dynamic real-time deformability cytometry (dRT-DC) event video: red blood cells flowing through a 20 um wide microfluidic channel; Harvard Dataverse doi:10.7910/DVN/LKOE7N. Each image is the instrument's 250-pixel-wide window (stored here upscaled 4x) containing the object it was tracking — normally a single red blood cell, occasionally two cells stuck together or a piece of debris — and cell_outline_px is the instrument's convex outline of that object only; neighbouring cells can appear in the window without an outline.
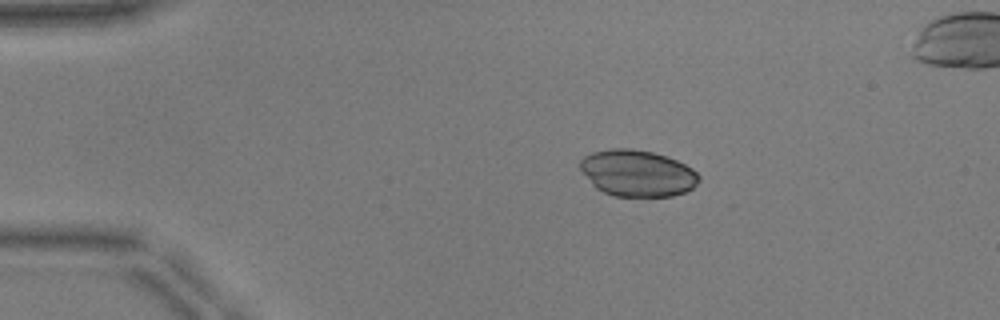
{"species": "common noctule bat (a hibernating species)", "species_latin": "Nyctalus noctula", "temperature_condition": "warm", "stored_images_in_passage": 42, "camera_frame_rate_fps": 3000, "um_per_image_px": 0.085, "animal": {"sex": "male", "body_mass_g": 17.9, "forearm_length_mm": 54.2}, "frame": {"image": 1, "passage_image": 2, "time_ms": 0.333, "image_size_px": [1000, 320], "cell_outline_px": [[700, 180], [692, 188], [684, 192], [672, 196], [616, 196], [604, 192], [596, 188], [592, 184], [580, 168], [580, 160], [584, 156], [592, 152], [612, 148], [632, 148], [652, 152], [668, 156], [692, 168], [700, 176]], "centroid_in_image_um": [54.18, 14.71], "position_along_channel_um": 30.8, "area_um2": 32.14}}
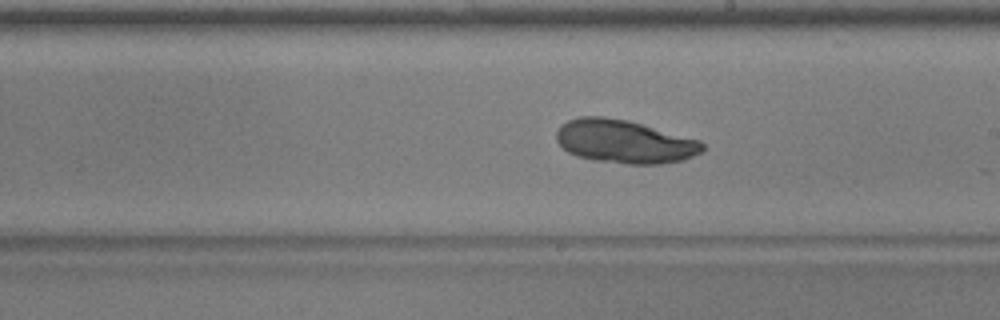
{"frame": {"image": 2, "passage_image": 22, "time_ms": 7.0, "image_size_px": [1000, 320], "cell_outline_px": [[704, 148], [700, 152], [684, 160], [660, 164], [628, 164], [596, 160], [576, 156], [568, 152], [556, 140], [556, 132], [568, 120], [580, 116], [604, 116], [628, 120], [700, 140], [704, 144]], "centroid_in_image_um": [53.08, 12.03], "position_along_channel_um": 235.9, "area_um2": 36.76}}
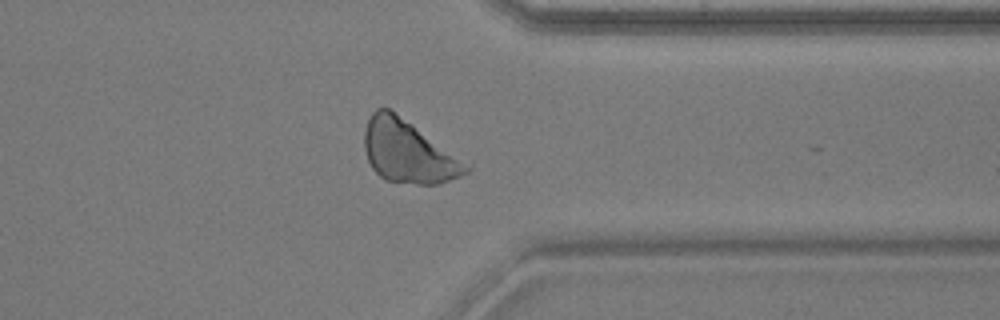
{"frame": {"image": 3, "passage_image": 33, "time_ms": 10.667, "image_size_px": [1000, 320], "cell_outline_px": [[472, 168], [468, 172], [448, 180], [436, 184], [416, 184], [384, 180], [372, 168], [368, 160], [364, 148], [364, 132], [368, 120], [372, 112], [376, 108], [388, 108], [472, 164]], "centroid_in_image_um": [34.71, 12.9], "position_along_channel_um": 376.7, "area_um2": 36.99}}